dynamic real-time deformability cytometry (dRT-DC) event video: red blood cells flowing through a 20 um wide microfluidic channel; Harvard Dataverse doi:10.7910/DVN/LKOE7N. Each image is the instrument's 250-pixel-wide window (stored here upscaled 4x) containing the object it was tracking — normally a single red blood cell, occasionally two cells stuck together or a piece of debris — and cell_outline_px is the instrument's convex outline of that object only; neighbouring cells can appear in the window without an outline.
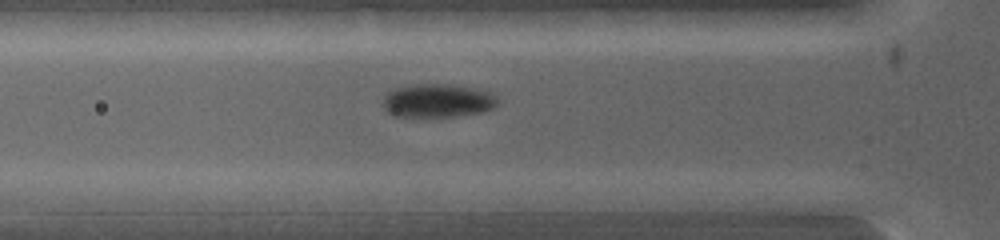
{"species": "common noctule bat (a hibernating species)", "species_latin": "Nyctalus noctula", "temperature_condition": "warm", "stored_images_in_passage": 12, "camera_frame_rate_fps": 5000, "um_per_image_px": 0.085, "animal": {"sex": "female", "body_mass_g": 19.0, "forearm_length_mm": 53.3}, "frame": {"image": 1, "passage_image": 9, "time_ms": 2.0, "image_size_px": [1000, 240], "cell_outline_px": [[656, 200], [648, 212], [496, 212], [488, 200], [520, 192], [636, 192]], "centroid_in_image_um": [48.71, 17.2], "position_along_channel_um": 77.1, "area_um2": 22.08}}